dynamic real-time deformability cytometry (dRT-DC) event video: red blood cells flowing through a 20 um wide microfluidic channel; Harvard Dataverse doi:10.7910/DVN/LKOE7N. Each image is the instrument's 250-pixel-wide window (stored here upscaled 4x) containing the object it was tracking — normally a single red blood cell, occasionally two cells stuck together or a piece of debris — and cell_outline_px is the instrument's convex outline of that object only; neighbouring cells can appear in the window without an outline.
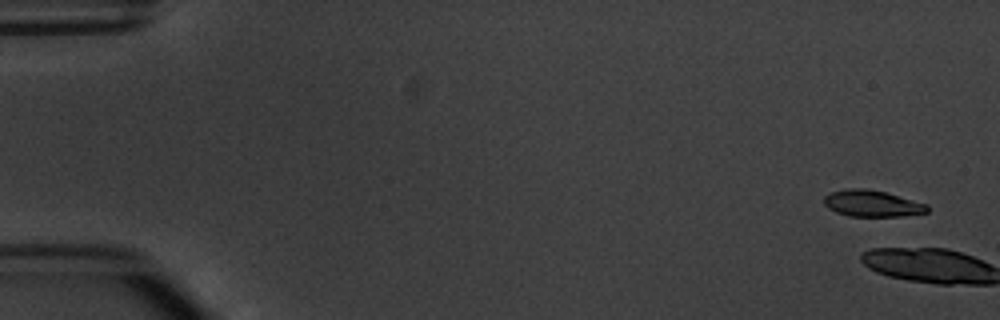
{"species": "common noctule bat (a hibernating species)", "species_latin": "Nyctalus noctula", "temperature_condition": "warm", "stored_images_in_passage": 4, "camera_frame_rate_fps": 3000, "um_per_image_px": 0.085, "animal": {"sex": "male", "body_mass_g": 20.1, "forearm_length_mm": 53.5}, "frame": {"image": 1, "passage_image": 1, "time_ms": 0.0, "image_size_px": [1000, 320], "cell_outline_px": [[928, 212], [904, 216], [848, 216], [836, 212], [828, 208], [824, 204], [824, 196], [832, 192], [844, 188], [864, 188], [884, 192], [928, 204]], "centroid_in_image_um": [74.11, 17.3], "position_along_channel_um": 10.9, "area_um2": 15.9}}